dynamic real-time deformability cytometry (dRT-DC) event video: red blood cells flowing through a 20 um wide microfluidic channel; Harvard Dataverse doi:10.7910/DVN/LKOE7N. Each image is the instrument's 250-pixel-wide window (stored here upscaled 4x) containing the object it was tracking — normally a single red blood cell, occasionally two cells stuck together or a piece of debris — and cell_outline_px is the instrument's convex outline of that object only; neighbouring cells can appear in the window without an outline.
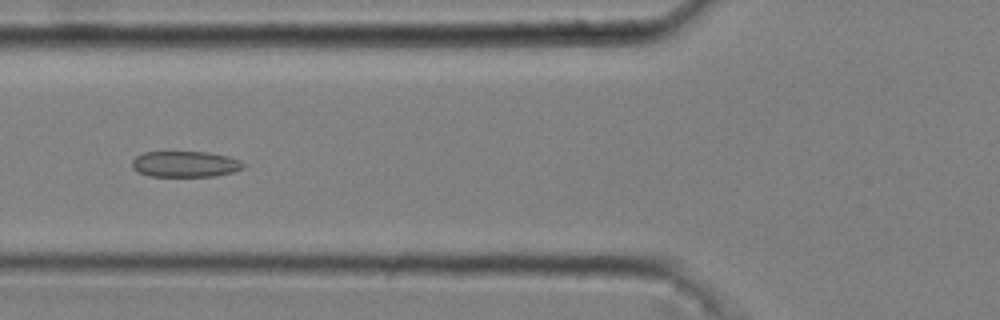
{"species": "common noctule bat (a hibernating species)", "species_latin": "Nyctalus noctula", "temperature_condition": "cold", "stored_images_in_passage": 52, "camera_frame_rate_fps": 3000, "um_per_image_px": 0.085, "animal": {"sex": "male", "body_mass_g": 20.4}, "frame": {"image": 1, "passage_image": 20, "time_ms": 6.333, "image_size_px": [1000, 320], "cell_outline_px": [[244, 168], [232, 172], [216, 176], [148, 176], [132, 168], [132, 160], [136, 156], [144, 152], [208, 152], [228, 156], [240, 160], [244, 164]], "centroid_in_image_um": [15.75, 13.95], "position_along_channel_um": 110.1, "area_um2": 16.82}}
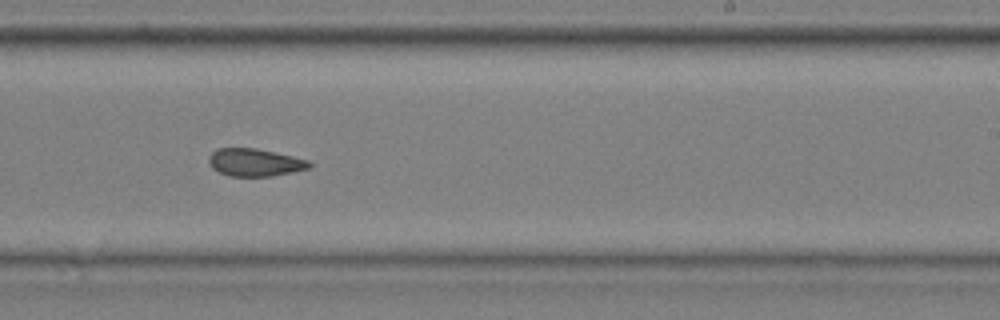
{"frame": {"image": 2, "passage_image": 33, "time_ms": 10.667, "image_size_px": [1000, 320], "cell_outline_px": [[312, 168], [272, 176], [228, 176], [212, 168], [208, 160], [208, 156], [216, 148], [256, 148], [292, 156], [308, 160], [312, 164]], "centroid_in_image_um": [21.66, 13.8], "position_along_channel_um": 267.3, "area_um2": 16.24}}
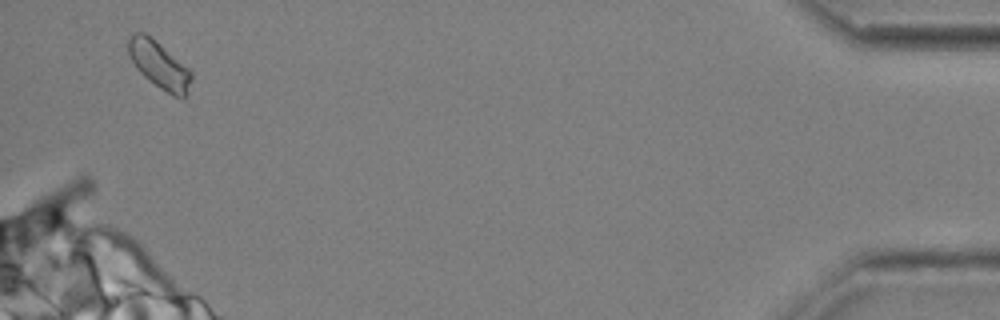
{"frame": {"image": 3, "passage_image": 51, "time_ms": 16.667, "image_size_px": [1000, 320], "cell_outline_px": [[192, 80], [184, 96], [172, 96], [160, 88], [144, 76], [136, 68], [128, 56], [128, 40], [132, 32], [144, 32], [188, 68], [192, 72]], "centroid_in_image_um": [13.49, 5.51], "position_along_channel_um": 421.7, "area_um2": 16.88}, "authors_computed_cell_mechanics": {"area_um2": 16.9065, "velocity_mm_per_s": 3.6344, "shape_relaxation_time_tau1_ms": null, "shape_relaxation_time_tau2_ms": 1.3453, "deformation_change_tau1": null, "deformation_change_tau2": 0.0787}}